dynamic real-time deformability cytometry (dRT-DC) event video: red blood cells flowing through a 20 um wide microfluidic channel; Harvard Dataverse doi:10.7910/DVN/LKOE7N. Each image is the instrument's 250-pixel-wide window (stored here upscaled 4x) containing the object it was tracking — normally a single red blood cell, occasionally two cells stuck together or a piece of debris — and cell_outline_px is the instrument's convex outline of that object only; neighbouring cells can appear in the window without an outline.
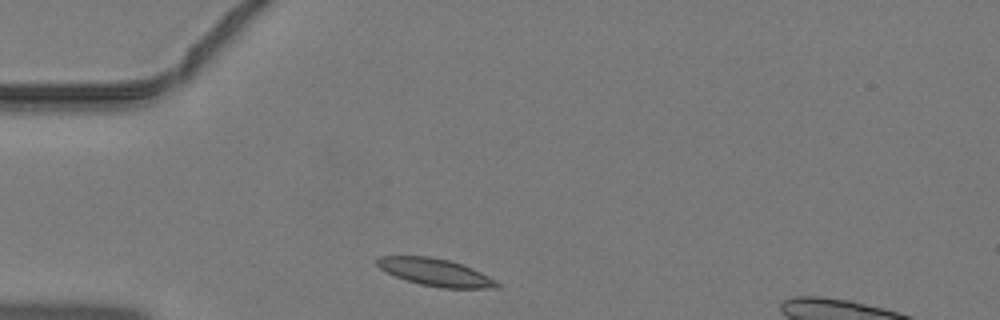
{"species": "common noctule bat (a hibernating species)", "species_latin": "Nyctalus noctula", "temperature_condition": "warm", "stored_images_in_passage": 35, "camera_frame_rate_fps": 3000, "um_per_image_px": 0.085, "animal": {"sex": "male", "body_mass_g": 19.2, "forearm_length_mm": 51.8}, "frame": {"image": 1, "passage_image": 1, "time_ms": 0.0, "image_size_px": [1000, 320], "cell_outline_px": [[500, 288], [444, 288], [420, 284], [396, 276], [380, 268], [376, 264], [376, 260], [380, 256], [428, 256], [448, 260], [472, 268], [496, 280], [500, 284]], "centroid_in_image_um": [37.03, 23.14], "position_along_channel_um": 48.0, "area_um2": 18.84}}
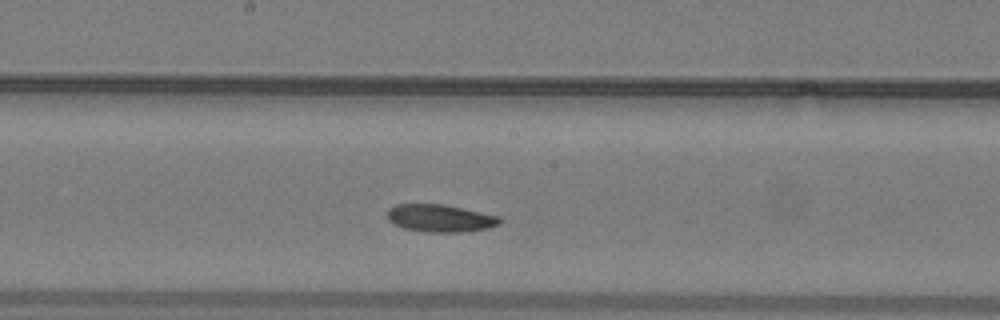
{"frame": {"image": 2, "passage_image": 13, "time_ms": 4.0, "image_size_px": [1000, 320], "cell_outline_px": [[500, 224], [488, 228], [464, 232], [428, 232], [404, 228], [388, 220], [388, 208], [396, 204], [440, 204], [500, 216]], "centroid_in_image_um": [37.41, 18.55], "position_along_channel_um": 210.8, "area_um2": 17.8}}
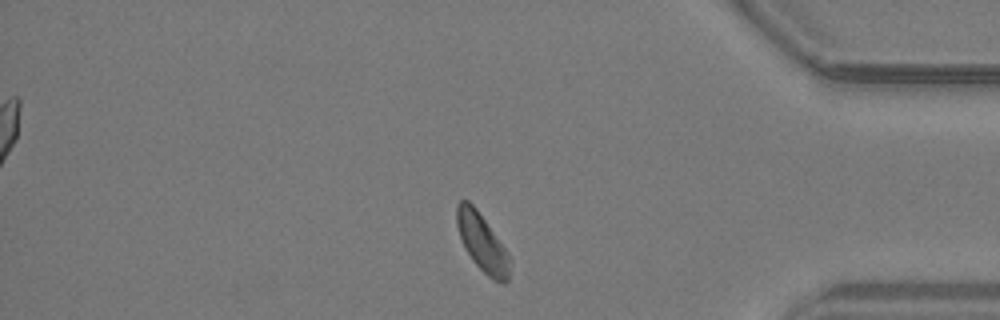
{"frame": {"image": 3, "passage_image": 27, "time_ms": 8.667, "image_size_px": [1000, 320], "cell_outline_px": [[508, 280], [504, 284], [492, 280], [472, 260], [464, 248], [456, 224], [456, 204], [460, 200], [468, 200], [476, 208], [504, 248], [508, 256]], "centroid_in_image_um": [40.92, 20.61], "position_along_channel_um": 394.3, "area_um2": 17.34}}